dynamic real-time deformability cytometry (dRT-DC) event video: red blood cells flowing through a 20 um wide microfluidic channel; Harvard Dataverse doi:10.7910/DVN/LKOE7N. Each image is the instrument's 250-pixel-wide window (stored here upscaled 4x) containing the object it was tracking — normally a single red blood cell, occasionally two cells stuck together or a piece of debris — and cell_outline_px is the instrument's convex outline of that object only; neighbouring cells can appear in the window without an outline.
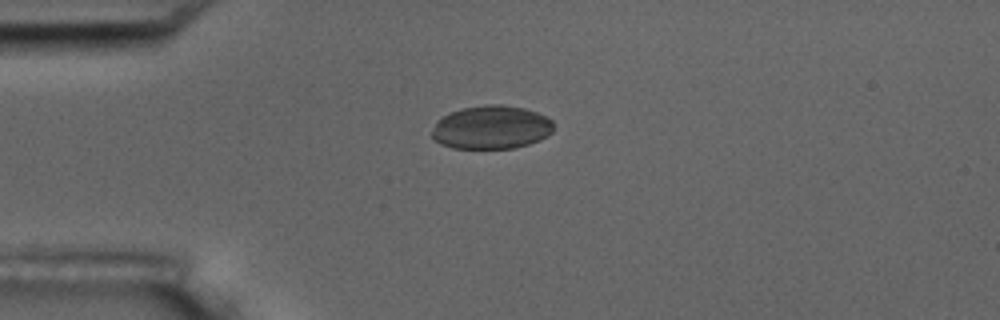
{"species": "common noctule bat (a hibernating species)", "species_latin": "Nyctalus noctula", "temperature_condition": "room temperature", "stored_images_in_passage": 4, "camera_frame_rate_fps": 3000, "um_per_image_px": 0.085, "animal": {"sex": "male", "body_mass_g": 17.5, "forearm_length_mm": 52.3}, "frame": {"image": 1, "passage_image": 1, "time_ms": 0.0, "image_size_px": [1000, 320], "cell_outline_px": [[552, 132], [548, 136], [540, 140], [528, 144], [512, 148], [452, 148], [440, 144], [432, 136], [432, 132], [436, 120], [448, 112], [464, 108], [484, 104], [500, 104], [524, 108], [536, 112], [552, 120]], "centroid_in_image_um": [41.74, 10.82], "position_along_channel_um": 43.3, "area_um2": 30.87}}